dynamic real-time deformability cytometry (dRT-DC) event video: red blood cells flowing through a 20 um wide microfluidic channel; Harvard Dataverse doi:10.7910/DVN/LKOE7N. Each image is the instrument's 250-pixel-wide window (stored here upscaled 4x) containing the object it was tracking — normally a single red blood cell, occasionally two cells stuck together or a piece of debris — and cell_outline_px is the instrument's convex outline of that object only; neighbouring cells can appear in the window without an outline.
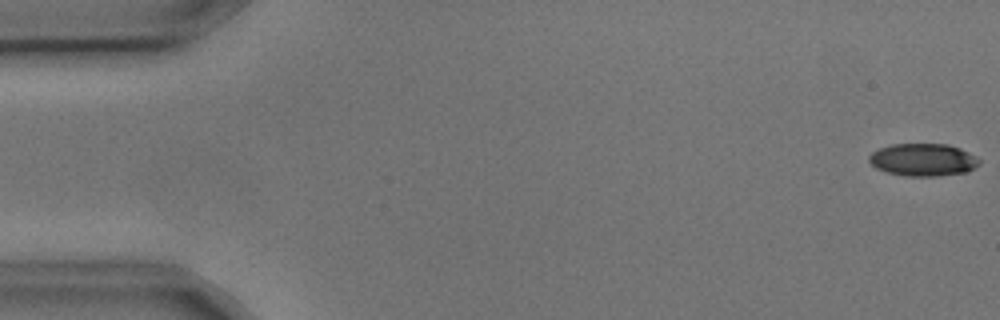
{"species": "common noctule bat (a hibernating species)", "species_latin": "Nyctalus noctula", "temperature_condition": "cold", "stored_images_in_passage": 4, "camera_frame_rate_fps": 3000, "um_per_image_px": 0.085, "animal": {"sex": "male", "body_mass_g": 17.9, "forearm_length_mm": 54.2}, "frame": {"image": 1, "passage_image": 1, "time_ms": 0.0, "image_size_px": [1000, 320], "cell_outline_px": [[980, 164], [976, 168], [964, 172], [936, 176], [904, 176], [888, 172], [876, 168], [868, 160], [868, 156], [872, 152], [880, 148], [892, 144], [948, 144], [960, 148], [976, 156], [980, 160]], "centroid_in_image_um": [78.47, 13.58], "position_along_channel_um": 6.5, "area_um2": 20.92}}
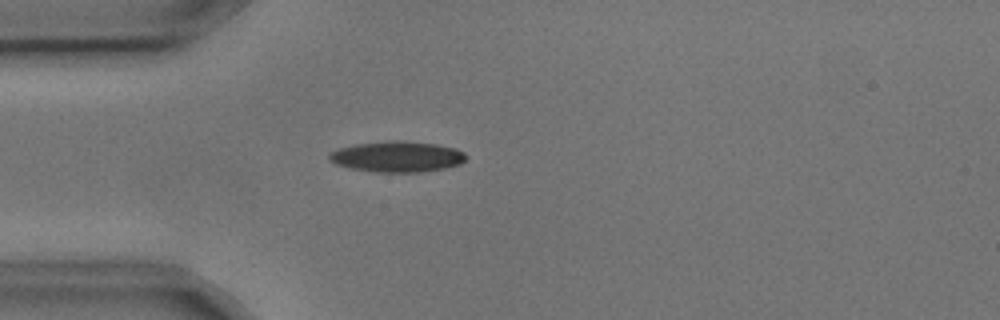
{"frame": {"image": 2, "passage_image": 4, "time_ms": 1.0, "image_size_px": [1000, 320], "cell_outline_px": [[468, 156], [460, 164], [444, 168], [420, 172], [372, 172], [348, 168], [336, 164], [328, 160], [328, 156], [332, 152], [340, 148], [356, 144], [388, 140], [404, 140], [436, 144], [456, 148], [464, 152]], "centroid_in_image_um": [33.76, 13.31], "position_along_channel_um": 51.2, "area_um2": 24.74}}